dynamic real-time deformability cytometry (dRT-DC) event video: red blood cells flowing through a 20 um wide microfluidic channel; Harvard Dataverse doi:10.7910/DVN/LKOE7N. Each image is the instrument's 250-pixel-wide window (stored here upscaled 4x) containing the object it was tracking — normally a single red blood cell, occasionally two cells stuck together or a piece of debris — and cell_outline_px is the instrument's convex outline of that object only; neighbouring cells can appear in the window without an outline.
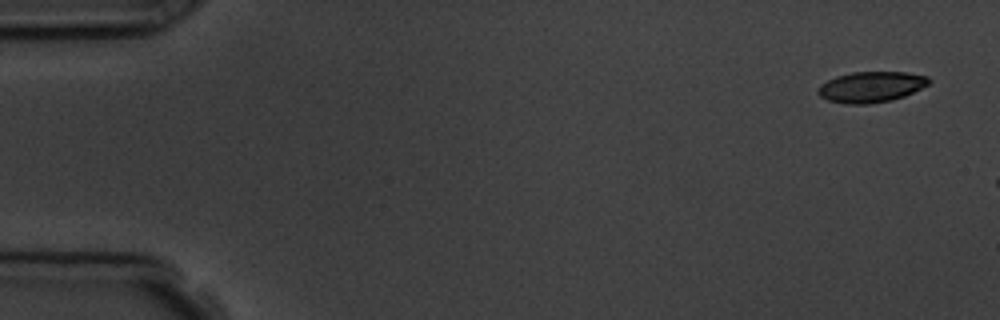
{"species": "common noctule bat (a hibernating species)", "species_latin": "Nyctalus noctula", "temperature_condition": "room temperature", "stored_images_in_passage": 4, "camera_frame_rate_fps": 3000, "um_per_image_px": 0.085, "animal": {"sex": "male", "body_mass_g": 19.5, "forearm_length_mm": 54.6}, "frame": {"image": 1, "passage_image": 1, "time_ms": 0.0, "image_size_px": [1000, 320], "cell_outline_px": [[932, 80], [928, 84], [904, 96], [892, 100], [868, 104], [844, 104], [828, 100], [820, 96], [816, 92], [816, 88], [820, 84], [836, 76], [852, 72], [908, 72], [928, 76]], "centroid_in_image_um": [74.02, 7.38], "position_along_channel_um": 11.0, "area_um2": 20.0}}